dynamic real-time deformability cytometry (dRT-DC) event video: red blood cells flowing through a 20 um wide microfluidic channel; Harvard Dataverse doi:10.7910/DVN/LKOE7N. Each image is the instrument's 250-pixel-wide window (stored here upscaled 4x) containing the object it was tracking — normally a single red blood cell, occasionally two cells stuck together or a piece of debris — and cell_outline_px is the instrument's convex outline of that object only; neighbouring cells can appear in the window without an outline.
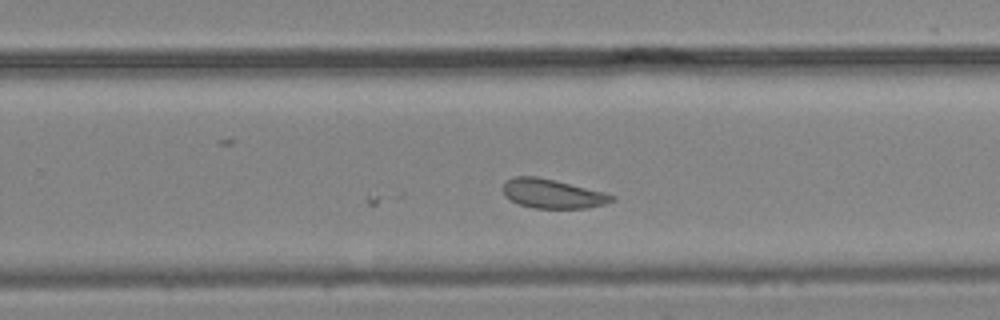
{"species": "common noctule bat (a hibernating species)", "species_latin": "Nyctalus noctula", "temperature_condition": "cold", "stored_images_in_passage": 21, "camera_frame_rate_fps": 3000, "um_per_image_px": 0.085, "animal": {"sex": "male", "body_mass_g": 19.2, "forearm_length_mm": 51.8}, "frame": {"image": 1, "passage_image": 21, "time_ms": 6.667, "image_size_px": [1000, 320], "cell_outline_px": [[616, 196], [612, 200], [604, 204], [588, 208], [532, 208], [520, 204], [504, 196], [504, 180], [512, 176], [536, 176], [604, 192]], "centroid_in_image_um": [46.92, 16.46], "position_along_channel_um": 282.9, "area_um2": 18.32}}